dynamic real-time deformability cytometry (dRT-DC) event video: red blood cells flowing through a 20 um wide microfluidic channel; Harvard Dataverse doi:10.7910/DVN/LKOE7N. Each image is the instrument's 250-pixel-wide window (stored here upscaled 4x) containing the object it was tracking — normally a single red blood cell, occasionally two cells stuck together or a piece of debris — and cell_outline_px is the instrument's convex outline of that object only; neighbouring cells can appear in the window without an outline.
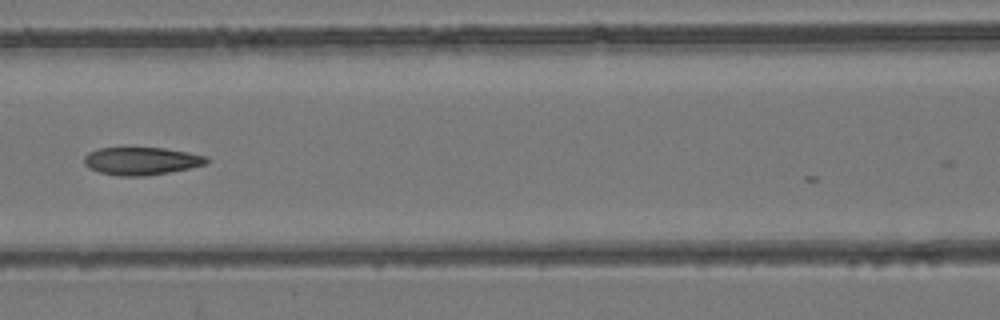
{"species": "common noctule bat (a hibernating species)", "species_latin": "Nyctalus noctula", "temperature_condition": "room temperature", "stored_images_in_passage": 4, "camera_frame_rate_fps": 3000, "um_per_image_px": 0.085, "animal": {"sex": "female", "body_mass_g": 24.6, "forearm_length_mm": 56.2}, "frame": {"image": 1, "passage_image": 3, "time_ms": 2.333, "image_size_px": [1000, 320], "cell_outline_px": [[212, 160], [208, 164], [168, 172], [144, 176], [120, 176], [100, 172], [88, 168], [84, 164], [84, 156], [88, 152], [100, 148], [164, 148], [188, 152], [208, 156]], "centroid_in_image_um": [12.05, 13.68], "position_along_channel_um": 154.6, "area_um2": 19.88}}